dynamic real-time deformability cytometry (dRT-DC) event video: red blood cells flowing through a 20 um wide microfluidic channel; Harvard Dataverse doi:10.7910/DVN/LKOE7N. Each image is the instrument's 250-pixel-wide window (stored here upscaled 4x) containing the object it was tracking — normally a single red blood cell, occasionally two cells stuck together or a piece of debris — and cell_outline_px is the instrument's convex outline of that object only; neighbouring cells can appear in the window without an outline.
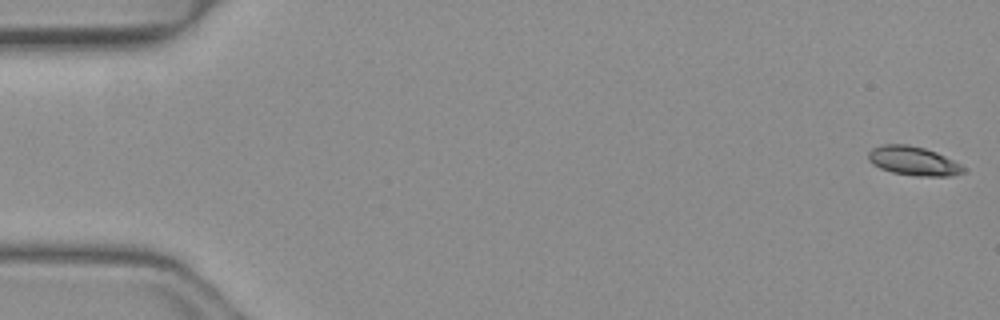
{"species": "common noctule bat (a hibernating species)", "species_latin": "Nyctalus noctula", "temperature_condition": "warm", "stored_images_in_passage": 11, "camera_frame_rate_fps": 3000, "um_per_image_px": 0.085, "animal": {"sex": "female", "body_mass_g": 19.3, "forearm_length_mm": 54.1}, "frame": {"image": 1, "passage_image": 1, "time_ms": 0.0, "image_size_px": [1000, 320], "cell_outline_px": [[968, 168], [964, 172], [948, 176], [916, 176], [892, 172], [880, 168], [872, 164], [868, 160], [868, 152], [872, 148], [884, 144], [908, 144], [924, 148], [936, 152]], "centroid_in_image_um": [77.62, 13.68], "position_along_channel_um": 7.4, "area_um2": 16.07}}